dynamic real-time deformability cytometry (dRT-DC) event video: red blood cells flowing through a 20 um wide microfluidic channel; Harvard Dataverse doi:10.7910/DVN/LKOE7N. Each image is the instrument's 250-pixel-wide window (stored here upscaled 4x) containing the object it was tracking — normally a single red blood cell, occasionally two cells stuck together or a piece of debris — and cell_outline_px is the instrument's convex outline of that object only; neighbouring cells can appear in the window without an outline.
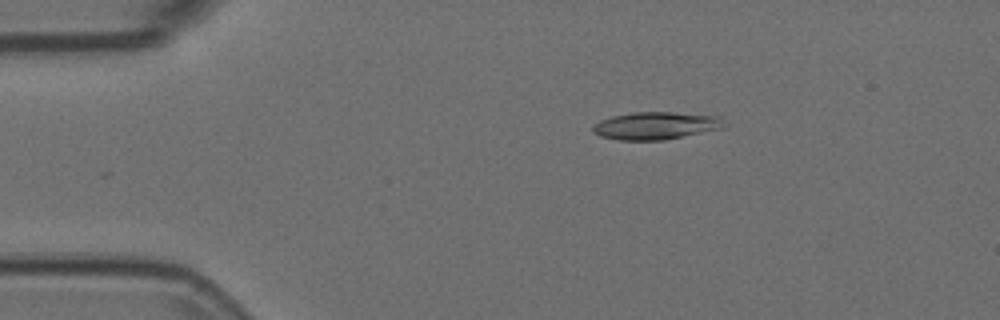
{"species": "Egyptian fruit bat (a non-hibernating species)", "species_latin": "Rousettus aegyptiacus", "temperature_condition": "room temperature", "stored_images_in_passage": 7, "camera_frame_rate_fps": 3000, "um_per_image_px": 0.085, "animal": {"sex": "female"}, "frame": {"image": 1, "passage_image": 1, "time_ms": 0.0, "image_size_px": [1000, 320], "cell_outline_px": [[724, 128], [664, 140], [620, 140], [600, 136], [592, 132], [592, 124], [600, 120], [612, 116], [632, 112], [672, 112], [720, 116]], "centroid_in_image_um": [55.69, 10.68], "position_along_channel_um": 29.3, "area_um2": 21.1}}